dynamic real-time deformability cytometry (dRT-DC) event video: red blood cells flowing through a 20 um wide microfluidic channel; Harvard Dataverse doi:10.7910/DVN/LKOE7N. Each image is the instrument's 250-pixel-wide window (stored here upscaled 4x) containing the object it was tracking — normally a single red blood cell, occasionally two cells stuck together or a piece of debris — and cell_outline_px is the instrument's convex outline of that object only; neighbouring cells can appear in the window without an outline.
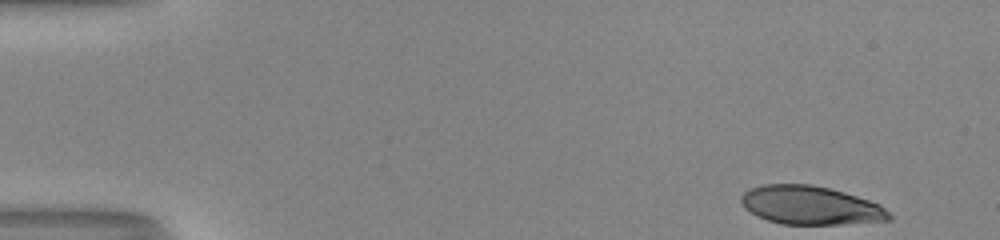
{"species": "human", "species_latin": "Homo sapiens", "temperature_condition": "room temperature", "stored_images_in_passage": 48, "camera_frame_rate_fps": 3000, "um_per_image_px": 0.085, "donor": {"sex": "male"}, "frame": {"image": 1, "passage_image": 1, "time_ms": 0.0, "image_size_px": [1000, 240], "cell_outline_px": [[892, 220], [844, 224], [780, 224], [756, 216], [744, 208], [740, 200], [740, 196], [748, 188], [764, 184], [812, 184], [844, 192], [880, 204], [892, 216]], "centroid_in_image_um": [68.86, 17.45], "position_along_channel_um": 16.1, "area_um2": 33.41}}
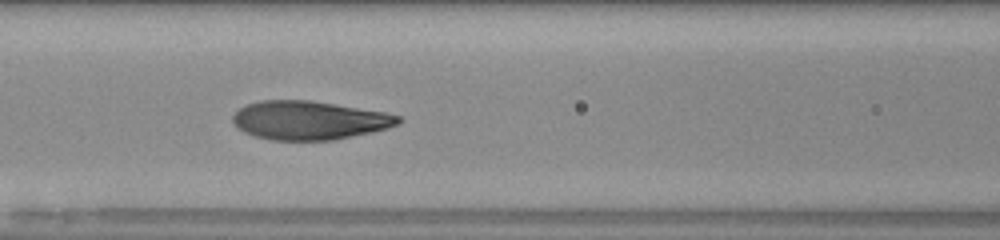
{"frame": {"image": 2, "passage_image": 20, "time_ms": 6.333, "image_size_px": [1000, 240], "cell_outline_px": [[404, 120], [388, 128], [372, 132], [332, 140], [272, 140], [256, 136], [244, 132], [236, 128], [232, 120], [232, 116], [240, 108], [248, 104], [260, 100], [312, 100], [384, 112], [400, 116]], "centroid_in_image_um": [26.27, 10.22], "position_along_channel_um": 140.3, "area_um2": 37.28}}
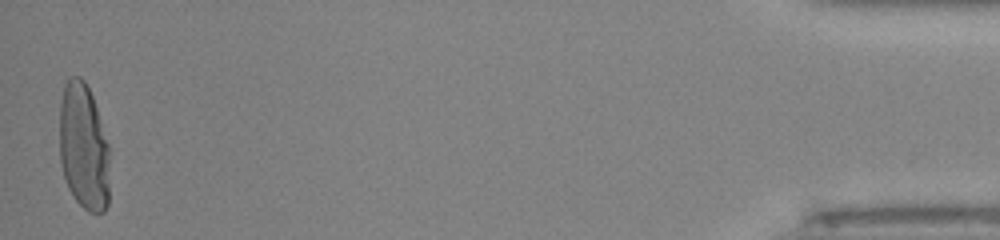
{"frame": {"image": 3, "passage_image": 48, "time_ms": 15.667, "image_size_px": [1000, 240], "cell_outline_px": [[108, 204], [104, 212], [88, 212], [72, 196], [68, 188], [60, 164], [60, 104], [64, 84], [68, 76], [80, 76], [84, 80], [92, 96], [108, 144]], "centroid_in_image_um": [7.08, 12.48], "position_along_channel_um": 428.1, "area_um2": 36.99}, "authors_computed_cell_mechanics": {"area_um2": 37.0209, "velocity_mm_per_s": 4.0574, "shape_relaxation_time_tau1_ms": 3.8568, "shape_relaxation_time_tau2_ms": null, "deformation_change_tau1": 0.2206, "deformation_change_tau2": null}}